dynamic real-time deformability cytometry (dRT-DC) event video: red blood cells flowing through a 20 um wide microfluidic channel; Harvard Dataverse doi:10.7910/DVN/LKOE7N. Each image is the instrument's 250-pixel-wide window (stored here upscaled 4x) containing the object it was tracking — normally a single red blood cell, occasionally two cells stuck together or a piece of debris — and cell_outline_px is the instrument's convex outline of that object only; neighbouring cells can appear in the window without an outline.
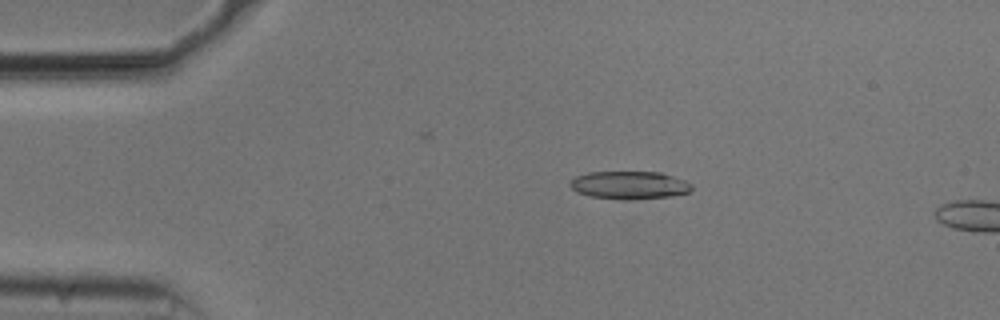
{"species": "common noctule bat (a hibernating species)", "species_latin": "Nyctalus noctula", "temperature_condition": "cold", "stored_images_in_passage": 13, "camera_frame_rate_fps": 3000, "um_per_image_px": 0.085, "animal": {"sex": "male", "body_mass_g": 20.5, "forearm_length_mm": 52.5}, "frame": {"image": 1, "passage_image": 10, "time_ms": 3.0, "image_size_px": [1000, 320], "cell_outline_px": [[692, 188], [688, 192], [672, 196], [632, 200], [628, 200], [588, 196], [576, 192], [568, 184], [576, 176], [588, 172], [660, 172], [684, 180], [692, 184]], "centroid_in_image_um": [53.48, 15.74], "position_along_channel_um": 31.5, "area_um2": 19.83}}